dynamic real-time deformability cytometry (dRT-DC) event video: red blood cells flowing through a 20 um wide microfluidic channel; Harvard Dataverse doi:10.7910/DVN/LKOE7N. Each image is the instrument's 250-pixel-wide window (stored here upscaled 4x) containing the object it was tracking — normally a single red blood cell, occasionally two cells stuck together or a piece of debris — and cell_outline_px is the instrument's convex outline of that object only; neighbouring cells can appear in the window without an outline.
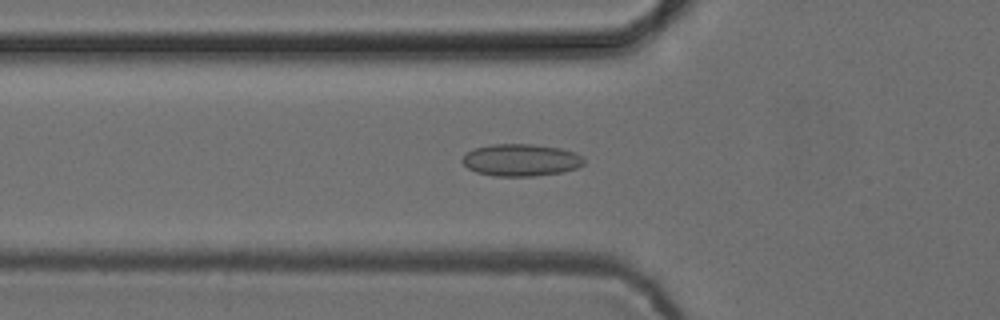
{"species": "common noctule bat (a hibernating species)", "species_latin": "Nyctalus noctula", "temperature_condition": "cold", "stored_images_in_passage": 44, "camera_frame_rate_fps": 3000, "um_per_image_px": 0.085, "animal": {"sex": "female", "body_mass_g": 24.6, "forearm_length_mm": 56.2}, "frame": {"image": 1, "passage_image": 10, "time_ms": 3.0, "image_size_px": [1000, 320], "cell_outline_px": [[584, 164], [576, 168], [564, 172], [536, 176], [492, 176], [476, 172], [468, 168], [460, 160], [468, 152], [476, 148], [492, 144], [532, 144], [560, 148], [572, 152], [580, 156], [584, 160]], "centroid_in_image_um": [44.27, 13.61], "position_along_channel_um": 81.5, "area_um2": 22.72}}
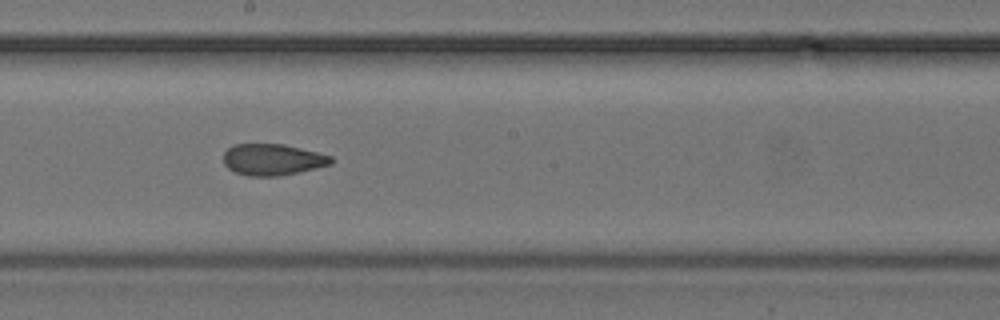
{"frame": {"image": 2, "passage_image": 21, "time_ms": 6.667, "image_size_px": [1000, 320], "cell_outline_px": [[332, 164], [296, 172], [276, 176], [248, 176], [236, 172], [228, 168], [224, 164], [224, 152], [232, 144], [284, 144], [332, 156]], "centroid_in_image_um": [23.13, 13.55], "position_along_channel_um": 225.1, "area_um2": 19.48}}
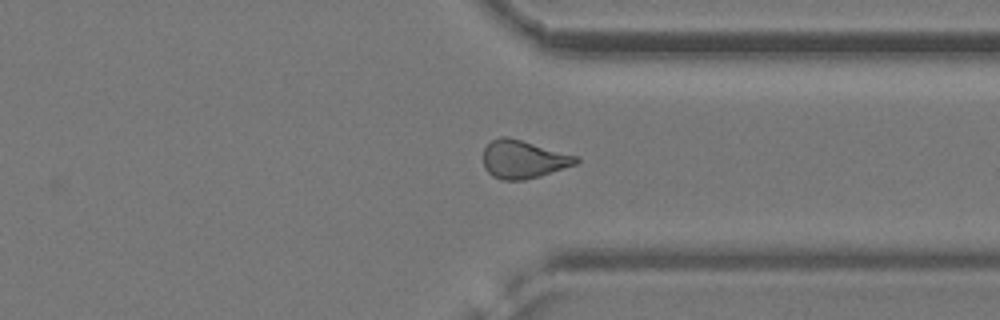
{"frame": {"image": 3, "passage_image": 32, "time_ms": 10.333, "image_size_px": [1000, 320], "cell_outline_px": [[580, 160], [576, 164], [540, 176], [524, 180], [500, 180], [492, 176], [484, 168], [484, 148], [492, 140], [500, 136], [508, 136], [580, 156]], "centroid_in_image_um": [44.5, 13.53], "position_along_channel_um": 366.9, "area_um2": 20.81}, "authors_computed_cell_mechanics": {"area_um2": 20.4323, "velocity_mm_per_s": 3.8828, "shape_relaxation_time_tau1_ms": null, "shape_relaxation_time_tau2_ms": 2.0842, "deformation_change_tau1": null, "deformation_change_tau2": 0.081}}